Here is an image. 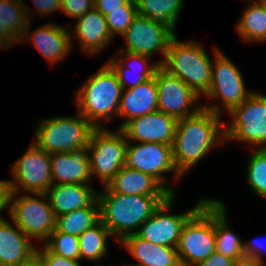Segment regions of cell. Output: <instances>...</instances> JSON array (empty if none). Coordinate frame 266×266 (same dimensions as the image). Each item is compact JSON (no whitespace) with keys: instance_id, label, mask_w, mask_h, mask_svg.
I'll list each match as a JSON object with an SVG mask.
<instances>
[{"instance_id":"obj_1","label":"cell","mask_w":266,"mask_h":266,"mask_svg":"<svg viewBox=\"0 0 266 266\" xmlns=\"http://www.w3.org/2000/svg\"><path fill=\"white\" fill-rule=\"evenodd\" d=\"M221 110L216 105H203L194 115L177 120L172 145L173 162L180 175L190 170L214 145L225 139L220 132Z\"/></svg>"},{"instance_id":"obj_2","label":"cell","mask_w":266,"mask_h":266,"mask_svg":"<svg viewBox=\"0 0 266 266\" xmlns=\"http://www.w3.org/2000/svg\"><path fill=\"white\" fill-rule=\"evenodd\" d=\"M168 197L119 194L105 186L104 193H97L100 221L120 242L136 233Z\"/></svg>"},{"instance_id":"obj_3","label":"cell","mask_w":266,"mask_h":266,"mask_svg":"<svg viewBox=\"0 0 266 266\" xmlns=\"http://www.w3.org/2000/svg\"><path fill=\"white\" fill-rule=\"evenodd\" d=\"M123 87L111 66L106 63L76 92L78 112L97 128L102 121L118 116ZM100 120V122H99Z\"/></svg>"},{"instance_id":"obj_4","label":"cell","mask_w":266,"mask_h":266,"mask_svg":"<svg viewBox=\"0 0 266 266\" xmlns=\"http://www.w3.org/2000/svg\"><path fill=\"white\" fill-rule=\"evenodd\" d=\"M158 64L180 78L199 97L208 92L212 61L197 42H180L175 35L169 42L165 59L160 60Z\"/></svg>"},{"instance_id":"obj_5","label":"cell","mask_w":266,"mask_h":266,"mask_svg":"<svg viewBox=\"0 0 266 266\" xmlns=\"http://www.w3.org/2000/svg\"><path fill=\"white\" fill-rule=\"evenodd\" d=\"M96 129L79 112L77 117L43 119L36 129L33 142L49 154L75 153L87 149Z\"/></svg>"},{"instance_id":"obj_6","label":"cell","mask_w":266,"mask_h":266,"mask_svg":"<svg viewBox=\"0 0 266 266\" xmlns=\"http://www.w3.org/2000/svg\"><path fill=\"white\" fill-rule=\"evenodd\" d=\"M215 251V200L209 199L183 225L177 252L182 266H197Z\"/></svg>"},{"instance_id":"obj_7","label":"cell","mask_w":266,"mask_h":266,"mask_svg":"<svg viewBox=\"0 0 266 266\" xmlns=\"http://www.w3.org/2000/svg\"><path fill=\"white\" fill-rule=\"evenodd\" d=\"M9 195V214L17 226L28 238L45 241L56 227V216L45 193H31L32 196L16 197ZM38 196L37 198L33 196ZM40 197L45 199L40 200Z\"/></svg>"},{"instance_id":"obj_8","label":"cell","mask_w":266,"mask_h":266,"mask_svg":"<svg viewBox=\"0 0 266 266\" xmlns=\"http://www.w3.org/2000/svg\"><path fill=\"white\" fill-rule=\"evenodd\" d=\"M127 142L125 133L97 128L87 147L91 176L98 175L105 186L126 165ZM91 153V154H90ZM91 155V156H90Z\"/></svg>"},{"instance_id":"obj_9","label":"cell","mask_w":266,"mask_h":266,"mask_svg":"<svg viewBox=\"0 0 266 266\" xmlns=\"http://www.w3.org/2000/svg\"><path fill=\"white\" fill-rule=\"evenodd\" d=\"M232 123L224 129L225 139L244 141L266 149V95L253 92L230 112Z\"/></svg>"},{"instance_id":"obj_10","label":"cell","mask_w":266,"mask_h":266,"mask_svg":"<svg viewBox=\"0 0 266 266\" xmlns=\"http://www.w3.org/2000/svg\"><path fill=\"white\" fill-rule=\"evenodd\" d=\"M12 173L18 183L8 181L10 193H18L21 189L30 193H46L53 185L51 154L33 142L27 152L12 165Z\"/></svg>"},{"instance_id":"obj_11","label":"cell","mask_w":266,"mask_h":266,"mask_svg":"<svg viewBox=\"0 0 266 266\" xmlns=\"http://www.w3.org/2000/svg\"><path fill=\"white\" fill-rule=\"evenodd\" d=\"M174 195L161 202L152 216L139 227L135 233L137 236L153 244L177 248L183 225L208 199H201L193 209L182 214H167Z\"/></svg>"},{"instance_id":"obj_12","label":"cell","mask_w":266,"mask_h":266,"mask_svg":"<svg viewBox=\"0 0 266 266\" xmlns=\"http://www.w3.org/2000/svg\"><path fill=\"white\" fill-rule=\"evenodd\" d=\"M214 51L215 63L211 66L210 88L205 95L215 100L221 98L222 104L230 112L253 92L245 88L244 80L236 65L218 49Z\"/></svg>"},{"instance_id":"obj_13","label":"cell","mask_w":266,"mask_h":266,"mask_svg":"<svg viewBox=\"0 0 266 266\" xmlns=\"http://www.w3.org/2000/svg\"><path fill=\"white\" fill-rule=\"evenodd\" d=\"M154 77L158 92V111L179 120L196 114L202 108L201 105L192 111L189 109L198 101L199 96L180 78L170 74L160 65Z\"/></svg>"},{"instance_id":"obj_14","label":"cell","mask_w":266,"mask_h":266,"mask_svg":"<svg viewBox=\"0 0 266 266\" xmlns=\"http://www.w3.org/2000/svg\"><path fill=\"white\" fill-rule=\"evenodd\" d=\"M122 36L126 39V49L120 51L149 57L160 51L165 59L169 42L175 34L168 27L137 14Z\"/></svg>"},{"instance_id":"obj_15","label":"cell","mask_w":266,"mask_h":266,"mask_svg":"<svg viewBox=\"0 0 266 266\" xmlns=\"http://www.w3.org/2000/svg\"><path fill=\"white\" fill-rule=\"evenodd\" d=\"M126 166L149 174L157 179L171 194L173 189L165 185L162 174L174 171L175 178L181 176L173 162L172 145L160 143H139L130 145L127 142Z\"/></svg>"},{"instance_id":"obj_16","label":"cell","mask_w":266,"mask_h":266,"mask_svg":"<svg viewBox=\"0 0 266 266\" xmlns=\"http://www.w3.org/2000/svg\"><path fill=\"white\" fill-rule=\"evenodd\" d=\"M177 120L155 111L128 121L121 130L127 140L173 145Z\"/></svg>"},{"instance_id":"obj_17","label":"cell","mask_w":266,"mask_h":266,"mask_svg":"<svg viewBox=\"0 0 266 266\" xmlns=\"http://www.w3.org/2000/svg\"><path fill=\"white\" fill-rule=\"evenodd\" d=\"M158 110V92L155 77L130 89H123L118 116L124 117L121 129L133 118L144 116Z\"/></svg>"},{"instance_id":"obj_18","label":"cell","mask_w":266,"mask_h":266,"mask_svg":"<svg viewBox=\"0 0 266 266\" xmlns=\"http://www.w3.org/2000/svg\"><path fill=\"white\" fill-rule=\"evenodd\" d=\"M17 226L0 219V264L23 266L35 258L36 248Z\"/></svg>"},{"instance_id":"obj_19","label":"cell","mask_w":266,"mask_h":266,"mask_svg":"<svg viewBox=\"0 0 266 266\" xmlns=\"http://www.w3.org/2000/svg\"><path fill=\"white\" fill-rule=\"evenodd\" d=\"M51 173L53 184L89 185L92 176L87 150L51 154Z\"/></svg>"},{"instance_id":"obj_20","label":"cell","mask_w":266,"mask_h":266,"mask_svg":"<svg viewBox=\"0 0 266 266\" xmlns=\"http://www.w3.org/2000/svg\"><path fill=\"white\" fill-rule=\"evenodd\" d=\"M120 242L139 261L130 266H182L175 247L153 244L135 233Z\"/></svg>"},{"instance_id":"obj_21","label":"cell","mask_w":266,"mask_h":266,"mask_svg":"<svg viewBox=\"0 0 266 266\" xmlns=\"http://www.w3.org/2000/svg\"><path fill=\"white\" fill-rule=\"evenodd\" d=\"M107 187L119 194L171 196L172 194L154 177L141 171L123 166L108 183Z\"/></svg>"},{"instance_id":"obj_22","label":"cell","mask_w":266,"mask_h":266,"mask_svg":"<svg viewBox=\"0 0 266 266\" xmlns=\"http://www.w3.org/2000/svg\"><path fill=\"white\" fill-rule=\"evenodd\" d=\"M84 184H53L47 191L50 206L56 217L71 211L88 207L96 198L97 193Z\"/></svg>"},{"instance_id":"obj_23","label":"cell","mask_w":266,"mask_h":266,"mask_svg":"<svg viewBox=\"0 0 266 266\" xmlns=\"http://www.w3.org/2000/svg\"><path fill=\"white\" fill-rule=\"evenodd\" d=\"M77 19V25L74 27L75 37L78 38L80 47L85 53L93 55L99 53L113 39L109 33L105 16L95 8Z\"/></svg>"},{"instance_id":"obj_24","label":"cell","mask_w":266,"mask_h":266,"mask_svg":"<svg viewBox=\"0 0 266 266\" xmlns=\"http://www.w3.org/2000/svg\"><path fill=\"white\" fill-rule=\"evenodd\" d=\"M34 32V33H33ZM31 32V41L38 51L52 64L62 61L72 47L70 31L61 25L46 24Z\"/></svg>"},{"instance_id":"obj_25","label":"cell","mask_w":266,"mask_h":266,"mask_svg":"<svg viewBox=\"0 0 266 266\" xmlns=\"http://www.w3.org/2000/svg\"><path fill=\"white\" fill-rule=\"evenodd\" d=\"M224 203L215 199V242L216 252L239 261L245 258L243 243L229 231Z\"/></svg>"},{"instance_id":"obj_26","label":"cell","mask_w":266,"mask_h":266,"mask_svg":"<svg viewBox=\"0 0 266 266\" xmlns=\"http://www.w3.org/2000/svg\"><path fill=\"white\" fill-rule=\"evenodd\" d=\"M137 14L168 27L175 35L174 29L183 0H135Z\"/></svg>"},{"instance_id":"obj_27","label":"cell","mask_w":266,"mask_h":266,"mask_svg":"<svg viewBox=\"0 0 266 266\" xmlns=\"http://www.w3.org/2000/svg\"><path fill=\"white\" fill-rule=\"evenodd\" d=\"M100 220L97 198L88 206L56 217L55 229L79 237Z\"/></svg>"},{"instance_id":"obj_28","label":"cell","mask_w":266,"mask_h":266,"mask_svg":"<svg viewBox=\"0 0 266 266\" xmlns=\"http://www.w3.org/2000/svg\"><path fill=\"white\" fill-rule=\"evenodd\" d=\"M256 1L250 3L237 24V31L248 42L266 40V1Z\"/></svg>"},{"instance_id":"obj_29","label":"cell","mask_w":266,"mask_h":266,"mask_svg":"<svg viewBox=\"0 0 266 266\" xmlns=\"http://www.w3.org/2000/svg\"><path fill=\"white\" fill-rule=\"evenodd\" d=\"M120 54L121 55L123 54V56L125 57L123 58L122 56L121 57L118 56L117 58L114 55L113 58L109 59L107 63L111 66V68L117 74L119 82L121 83V86L123 87V89H130V88L136 87L137 85L146 82L148 79H151L152 77H154V73L156 69L159 67L158 63H154L151 66L148 65L147 60L150 58L149 56L133 54V53H129L126 51H120ZM125 58L128 60L134 61V65H135V62L137 65L138 63L139 65L141 64L139 68L140 71L138 70L139 71L138 77L135 78V80L132 81L131 83L129 82L130 84H127L126 76H128L127 74L129 71L132 72L134 65L133 67L129 66L130 68H128V70L126 71V67H123L125 63L124 62ZM139 65L136 67H139Z\"/></svg>"},{"instance_id":"obj_30","label":"cell","mask_w":266,"mask_h":266,"mask_svg":"<svg viewBox=\"0 0 266 266\" xmlns=\"http://www.w3.org/2000/svg\"><path fill=\"white\" fill-rule=\"evenodd\" d=\"M24 5L22 0H0V22L18 41L27 40L30 26V12Z\"/></svg>"},{"instance_id":"obj_31","label":"cell","mask_w":266,"mask_h":266,"mask_svg":"<svg viewBox=\"0 0 266 266\" xmlns=\"http://www.w3.org/2000/svg\"><path fill=\"white\" fill-rule=\"evenodd\" d=\"M112 236L110 231L99 220L91 228L81 234L79 239L80 260L83 258L97 261L107 253L106 241Z\"/></svg>"},{"instance_id":"obj_32","label":"cell","mask_w":266,"mask_h":266,"mask_svg":"<svg viewBox=\"0 0 266 266\" xmlns=\"http://www.w3.org/2000/svg\"><path fill=\"white\" fill-rule=\"evenodd\" d=\"M247 182L259 197L266 199V149H256L250 156Z\"/></svg>"},{"instance_id":"obj_33","label":"cell","mask_w":266,"mask_h":266,"mask_svg":"<svg viewBox=\"0 0 266 266\" xmlns=\"http://www.w3.org/2000/svg\"><path fill=\"white\" fill-rule=\"evenodd\" d=\"M45 246L54 254L70 260H80L77 236L59 232L55 229L45 241Z\"/></svg>"},{"instance_id":"obj_34","label":"cell","mask_w":266,"mask_h":266,"mask_svg":"<svg viewBox=\"0 0 266 266\" xmlns=\"http://www.w3.org/2000/svg\"><path fill=\"white\" fill-rule=\"evenodd\" d=\"M136 15L137 10H115L105 15L107 27L112 38L115 33L122 36L129 28Z\"/></svg>"},{"instance_id":"obj_35","label":"cell","mask_w":266,"mask_h":266,"mask_svg":"<svg viewBox=\"0 0 266 266\" xmlns=\"http://www.w3.org/2000/svg\"><path fill=\"white\" fill-rule=\"evenodd\" d=\"M35 258L41 266H81L79 260H70L52 253L45 245L40 249L36 248Z\"/></svg>"},{"instance_id":"obj_36","label":"cell","mask_w":266,"mask_h":266,"mask_svg":"<svg viewBox=\"0 0 266 266\" xmlns=\"http://www.w3.org/2000/svg\"><path fill=\"white\" fill-rule=\"evenodd\" d=\"M93 8L94 0H61V10L75 19Z\"/></svg>"},{"instance_id":"obj_37","label":"cell","mask_w":266,"mask_h":266,"mask_svg":"<svg viewBox=\"0 0 266 266\" xmlns=\"http://www.w3.org/2000/svg\"><path fill=\"white\" fill-rule=\"evenodd\" d=\"M94 8L103 16L115 10H136L135 0H94Z\"/></svg>"},{"instance_id":"obj_38","label":"cell","mask_w":266,"mask_h":266,"mask_svg":"<svg viewBox=\"0 0 266 266\" xmlns=\"http://www.w3.org/2000/svg\"><path fill=\"white\" fill-rule=\"evenodd\" d=\"M33 3L41 17L61 10V0H33Z\"/></svg>"},{"instance_id":"obj_39","label":"cell","mask_w":266,"mask_h":266,"mask_svg":"<svg viewBox=\"0 0 266 266\" xmlns=\"http://www.w3.org/2000/svg\"><path fill=\"white\" fill-rule=\"evenodd\" d=\"M263 249V245H261L257 240L248 241V243H243V252L245 258L252 259L256 262L265 263L261 256V250Z\"/></svg>"},{"instance_id":"obj_40","label":"cell","mask_w":266,"mask_h":266,"mask_svg":"<svg viewBox=\"0 0 266 266\" xmlns=\"http://www.w3.org/2000/svg\"><path fill=\"white\" fill-rule=\"evenodd\" d=\"M235 260L224 256L218 252H214L207 259L200 262L197 266H233Z\"/></svg>"},{"instance_id":"obj_41","label":"cell","mask_w":266,"mask_h":266,"mask_svg":"<svg viewBox=\"0 0 266 266\" xmlns=\"http://www.w3.org/2000/svg\"><path fill=\"white\" fill-rule=\"evenodd\" d=\"M18 43V40L3 26L0 22V46L1 48H6Z\"/></svg>"},{"instance_id":"obj_42","label":"cell","mask_w":266,"mask_h":266,"mask_svg":"<svg viewBox=\"0 0 266 266\" xmlns=\"http://www.w3.org/2000/svg\"><path fill=\"white\" fill-rule=\"evenodd\" d=\"M10 186L8 181H0V212L9 205ZM1 216V215H0ZM2 219V217H0Z\"/></svg>"},{"instance_id":"obj_43","label":"cell","mask_w":266,"mask_h":266,"mask_svg":"<svg viewBox=\"0 0 266 266\" xmlns=\"http://www.w3.org/2000/svg\"><path fill=\"white\" fill-rule=\"evenodd\" d=\"M233 266H256V261L244 258L239 261H235Z\"/></svg>"},{"instance_id":"obj_44","label":"cell","mask_w":266,"mask_h":266,"mask_svg":"<svg viewBox=\"0 0 266 266\" xmlns=\"http://www.w3.org/2000/svg\"><path fill=\"white\" fill-rule=\"evenodd\" d=\"M23 266H41V265L38 262V260L36 258H34L32 261H30L29 263H27V264H25Z\"/></svg>"},{"instance_id":"obj_45","label":"cell","mask_w":266,"mask_h":266,"mask_svg":"<svg viewBox=\"0 0 266 266\" xmlns=\"http://www.w3.org/2000/svg\"><path fill=\"white\" fill-rule=\"evenodd\" d=\"M256 266H265L262 262H256Z\"/></svg>"}]
</instances>
